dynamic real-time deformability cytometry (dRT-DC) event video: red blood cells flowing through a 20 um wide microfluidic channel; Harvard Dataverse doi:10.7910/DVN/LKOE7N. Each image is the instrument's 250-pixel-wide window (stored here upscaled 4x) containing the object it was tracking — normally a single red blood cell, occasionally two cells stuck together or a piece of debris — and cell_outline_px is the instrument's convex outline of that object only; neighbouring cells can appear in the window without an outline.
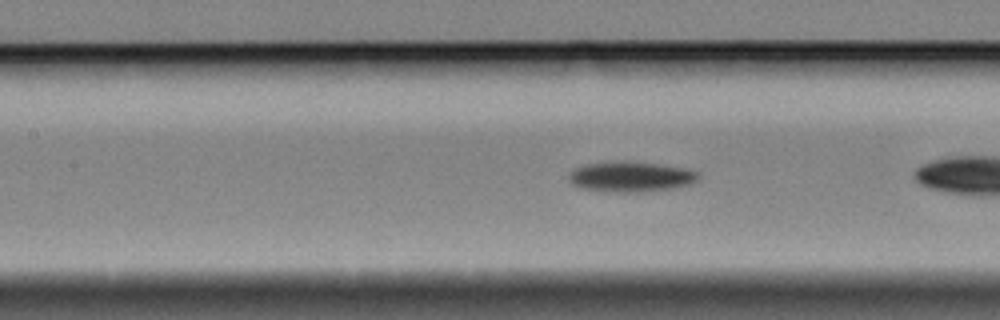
{"species": "Egyptian fruit bat (a non-hibernating species)", "species_latin": "Rousettus aegyptiacus", "temperature_condition": "cold", "stored_images_in_passage": 30, "camera_frame_rate_fps": 3000, "um_per_image_px": 0.085, "animal": {"sex": "female"}, "frame": {"image": 1, "passage_image": 9, "time_ms": 2.667, "image_size_px": [1000, 320], "cell_outline_px": [[700, 176], [696, 180], [688, 184], [676, 188], [644, 192], [608, 192], [580, 188], [572, 184], [568, 180], [568, 172], [572, 168], [588, 164], [656, 164], [680, 168], [700, 172]], "centroid_in_image_um": [53.58, 15.08], "position_along_channel_um": 153.8, "area_um2": 22.08}}
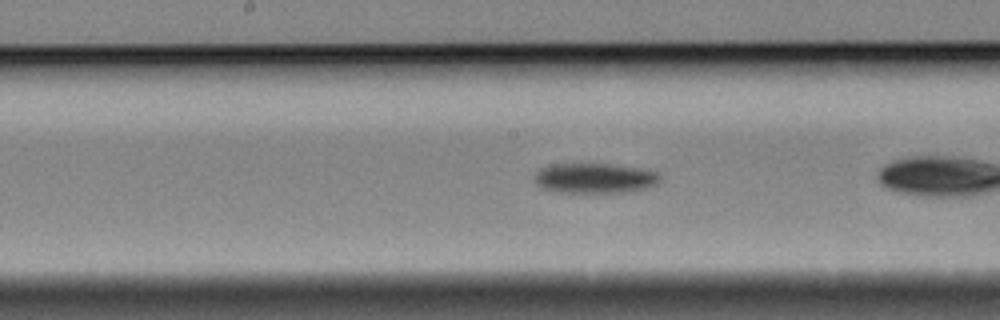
{"frame": {"image": 2, "passage_image": 13, "time_ms": 4.0, "image_size_px": [1000, 320], "cell_outline_px": [[660, 180], [656, 184], [648, 188], [628, 192], [556, 192], [540, 188], [532, 180], [532, 176], [540, 168], [548, 164], [612, 164], [636, 168], [656, 172], [660, 176]], "centroid_in_image_um": [50.47, 15.15], "position_along_channel_um": 197.7, "area_um2": 22.2}}